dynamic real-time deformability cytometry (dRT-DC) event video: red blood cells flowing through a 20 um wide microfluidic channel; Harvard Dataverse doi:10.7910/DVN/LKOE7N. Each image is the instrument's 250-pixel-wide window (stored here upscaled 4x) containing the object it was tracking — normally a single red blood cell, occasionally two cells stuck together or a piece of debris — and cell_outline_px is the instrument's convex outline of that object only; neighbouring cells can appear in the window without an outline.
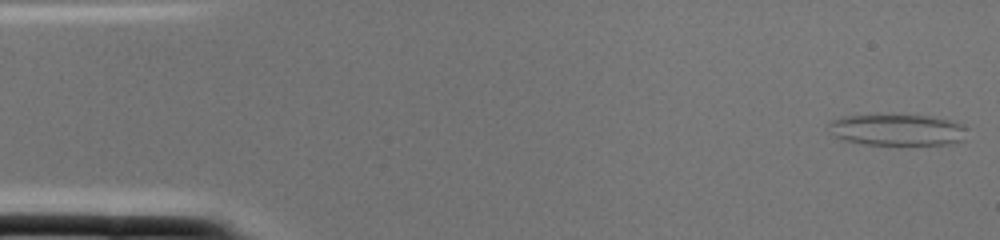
{"species": "common noctule bat (a hibernating species)", "species_latin": "Nyctalus noctula", "temperature_condition": "cold", "stored_images_in_passage": 3, "camera_frame_rate_fps": 3000, "um_per_image_px": 0.085, "animal": {"sex": "female", "body_mass_g": 22.0, "forearm_length_mm": 56.7}, "frame": {"image": 1, "passage_image": 1, "time_ms": 0.0, "image_size_px": [1000, 240], "cell_outline_px": [[964, 140], [948, 144], [864, 144], [844, 140], [832, 136], [828, 124], [832, 120], [840, 116], [932, 116], [948, 120], [960, 124], [964, 128]], "centroid_in_image_um": [76.21, 11.05], "position_along_channel_um": 8.8, "area_um2": 24.74}}
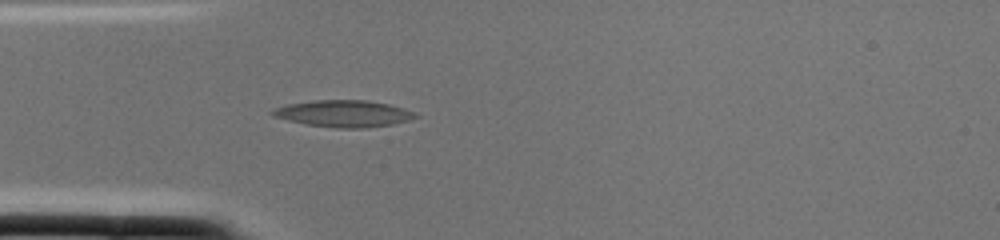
{"frame": {"image": 2, "passage_image": 2, "time_ms": 0.333, "image_size_px": [1000, 240], "cell_outline_px": [[420, 116], [408, 120], [392, 124], [364, 128], [336, 128], [308, 124], [288, 120], [272, 116], [268, 112], [276, 108], [288, 104], [312, 100], [364, 100], [388, 104], [404, 108], [416, 112]], "centroid_in_image_um": [29.22, 9.65], "position_along_channel_um": 55.8, "area_um2": 22.2}}